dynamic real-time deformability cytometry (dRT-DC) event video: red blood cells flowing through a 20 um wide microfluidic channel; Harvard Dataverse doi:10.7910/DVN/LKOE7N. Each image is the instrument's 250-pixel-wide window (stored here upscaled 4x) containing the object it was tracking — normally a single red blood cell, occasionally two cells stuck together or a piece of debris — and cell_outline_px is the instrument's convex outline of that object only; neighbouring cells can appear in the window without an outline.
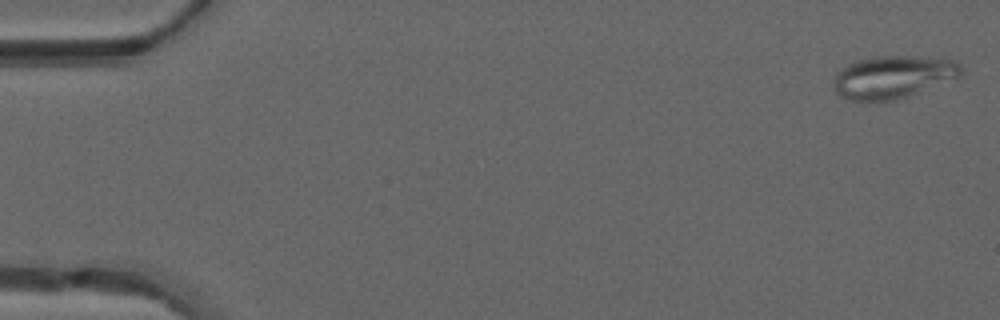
{"species": "common noctule bat (a hibernating species)", "species_latin": "Nyctalus noctula", "temperature_condition": "warm", "stored_images_in_passage": 43, "camera_frame_rate_fps": 3000, "um_per_image_px": 0.085, "animal": {"sex": "male", "forearm_length_mm": 52.5}, "frame": {"image": 1, "passage_image": 1, "time_ms": 0.0, "image_size_px": [1000, 320], "cell_outline_px": [[964, 72], [960, 76], [908, 96], [896, 100], [852, 100], [840, 96], [836, 92], [832, 84], [836, 72], [840, 68], [856, 60], [872, 56], [912, 56], [956, 60], [964, 68]], "centroid_in_image_um": [75.89, 6.52], "position_along_channel_um": 9.1, "area_um2": 31.79}}
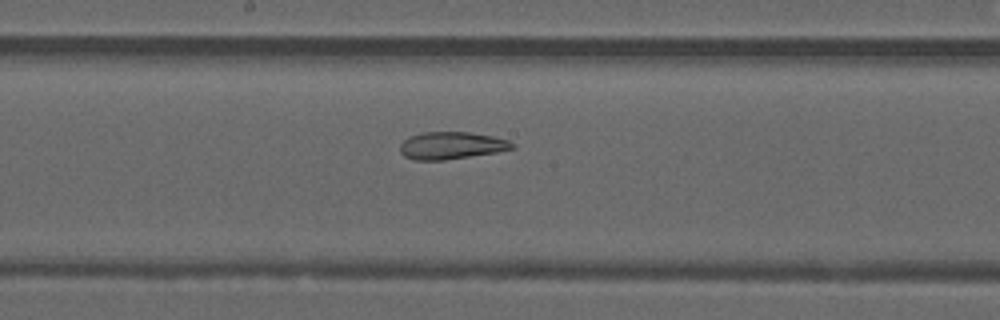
{"frame": {"image": 2, "passage_image": 26, "time_ms": 8.333, "image_size_px": [1000, 320], "cell_outline_px": [[516, 148], [496, 152], [444, 160], [412, 160], [404, 156], [400, 152], [400, 144], [408, 136], [424, 132], [468, 132], [492, 136], [508, 140], [516, 144]], "centroid_in_image_um": [38.36, 12.37], "position_along_channel_um": 209.8, "area_um2": 17.92}}
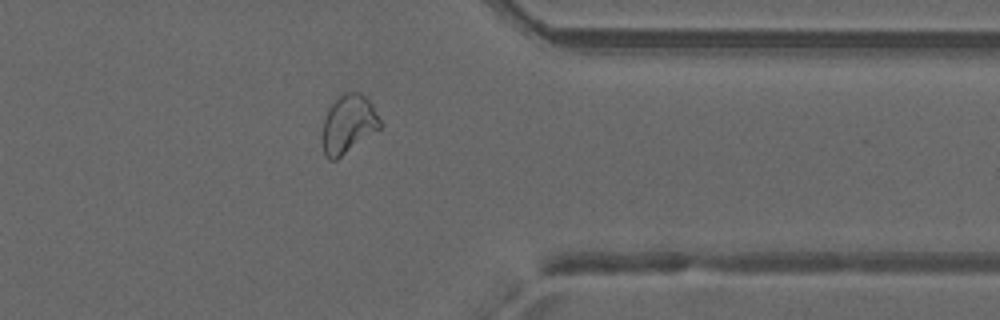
{"frame": {"image": 3, "passage_image": 39, "time_ms": 12.667, "image_size_px": [1000, 320], "cell_outline_px": [[380, 128], [336, 160], [328, 160], [324, 156], [320, 140], [324, 116], [328, 108], [344, 92], [360, 92], [372, 104], [380, 120]], "centroid_in_image_um": [29.54, 10.58], "position_along_channel_um": 381.9, "area_um2": 19.77}}